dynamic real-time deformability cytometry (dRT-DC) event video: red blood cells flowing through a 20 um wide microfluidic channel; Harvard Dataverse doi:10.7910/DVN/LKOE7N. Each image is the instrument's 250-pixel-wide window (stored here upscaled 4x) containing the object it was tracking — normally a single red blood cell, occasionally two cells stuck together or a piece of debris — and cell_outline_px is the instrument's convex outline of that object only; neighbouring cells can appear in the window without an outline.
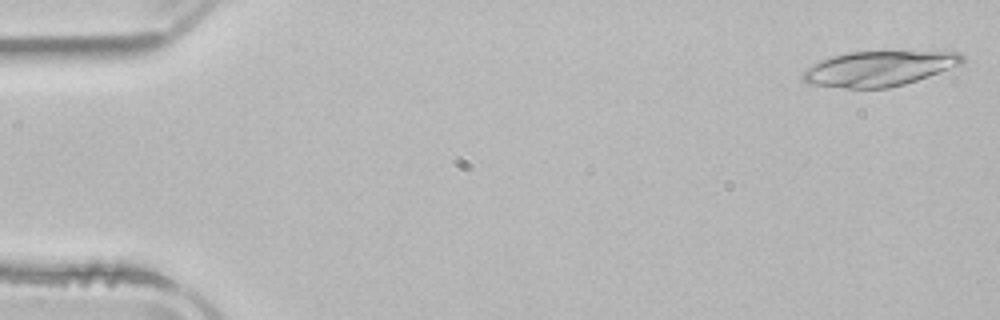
{"species": "common noctule bat (a hibernating species)", "species_latin": "Nyctalus noctula", "temperature_condition": "room temperature", "stored_images_in_passage": 51, "camera_frame_rate_fps": 3000, "um_per_image_px": 0.085, "animal": {"sex": "male", "body_mass_g": 21.5, "forearm_length_mm": 52.0}, "frame": {"image": 1, "passage_image": 1, "time_ms": 0.0, "image_size_px": [1000, 320], "cell_outline_px": [[964, 64], [904, 84], [888, 88], [848, 88], [808, 84], [804, 80], [804, 68], [820, 60], [832, 56], [848, 52], [960, 52], [964, 56]], "centroid_in_image_um": [74.71, 5.83], "position_along_channel_um": 10.3, "area_um2": 32.37}}